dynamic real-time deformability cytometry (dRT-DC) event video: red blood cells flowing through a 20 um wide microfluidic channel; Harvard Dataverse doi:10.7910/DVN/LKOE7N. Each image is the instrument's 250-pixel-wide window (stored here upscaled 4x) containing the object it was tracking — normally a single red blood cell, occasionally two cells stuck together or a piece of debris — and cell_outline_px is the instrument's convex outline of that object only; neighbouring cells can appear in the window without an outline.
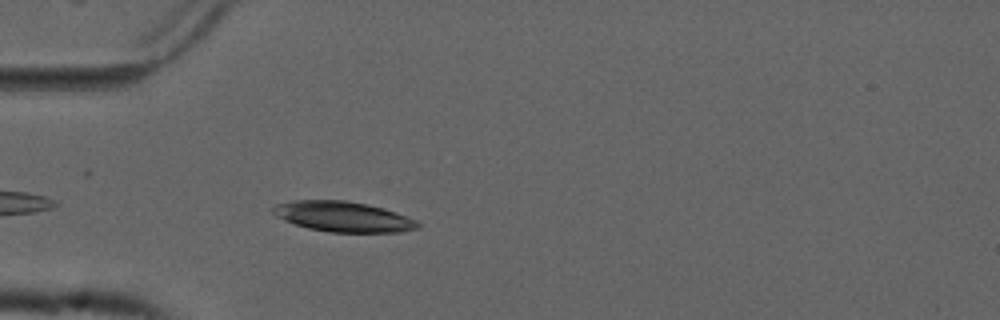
{"species": "common noctule bat (a hibernating species)", "species_latin": "Nyctalus noctula", "temperature_condition": "cold", "stored_images_in_passage": 40, "camera_frame_rate_fps": 3000, "um_per_image_px": 0.085, "animal": {"sex": "male", "forearm_length_mm": 52.5}, "frame": {"image": 1, "passage_image": 2, "time_ms": 0.333, "image_size_px": [1000, 320], "cell_outline_px": [[420, 228], [400, 232], [328, 232], [308, 228], [284, 220], [276, 216], [272, 212], [272, 208], [276, 204], [292, 200], [344, 200], [364, 204], [396, 212], [416, 220], [420, 224]], "centroid_in_image_um": [29.15, 18.42], "position_along_channel_um": 55.8, "area_um2": 25.43}}
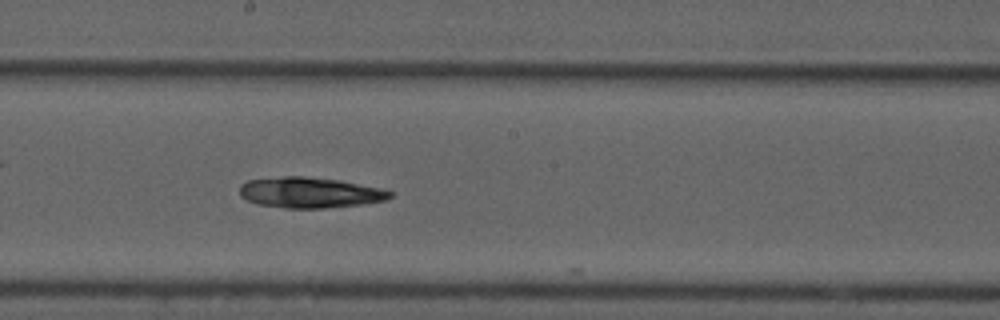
{"frame": {"image": 2, "passage_image": 16, "time_ms": 5.0, "image_size_px": [1000, 320], "cell_outline_px": [[392, 196], [388, 200], [360, 204], [324, 208], [284, 208], [256, 204], [240, 196], [240, 184], [248, 180], [284, 176], [304, 176], [340, 180], [380, 188], [392, 192]], "centroid_in_image_um": [26.31, 16.37], "position_along_channel_um": 221.9, "area_um2": 26.88}}
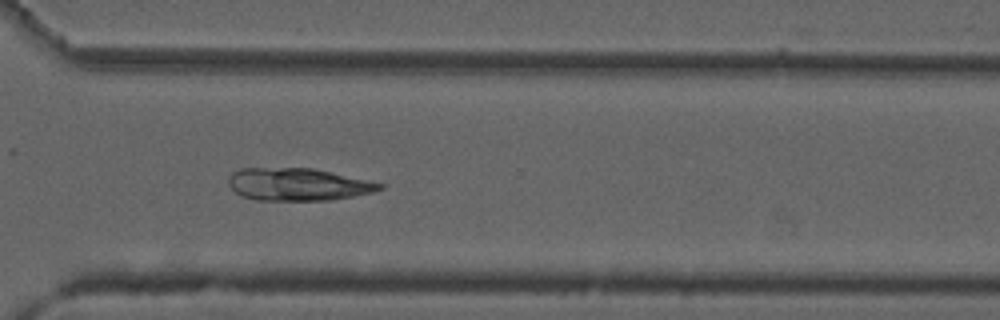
{"frame": {"image": 3, "passage_image": 26, "time_ms": 8.333, "image_size_px": [1000, 320], "cell_outline_px": [[384, 188], [376, 192], [332, 200], [256, 200], [240, 196], [228, 184], [228, 176], [232, 172], [240, 168], [312, 168], [368, 180], [384, 184]], "centroid_in_image_um": [25.32, 15.68], "position_along_channel_um": 345.3, "area_um2": 28.78}}